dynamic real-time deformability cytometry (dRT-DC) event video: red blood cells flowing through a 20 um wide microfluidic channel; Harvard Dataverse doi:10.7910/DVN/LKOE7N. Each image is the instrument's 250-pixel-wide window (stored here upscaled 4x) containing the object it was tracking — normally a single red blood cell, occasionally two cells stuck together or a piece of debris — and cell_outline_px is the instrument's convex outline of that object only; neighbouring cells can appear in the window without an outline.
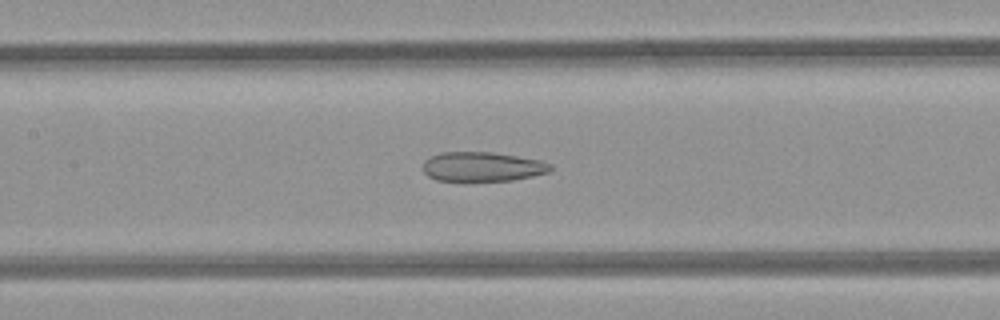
{"species": "common noctule bat (a hibernating species)", "species_latin": "Nyctalus noctula", "temperature_condition": "room temperature", "stored_images_in_passage": 41, "camera_frame_rate_fps": 3000, "um_per_image_px": 0.085, "animal": {"sex": "female", "body_mass_g": 21.9}, "frame": {"image": 1, "passage_image": 22, "time_ms": 7.0, "image_size_px": [1000, 320], "cell_outline_px": [[552, 168], [548, 172], [532, 176], [512, 180], [436, 180], [428, 176], [424, 172], [424, 160], [440, 152], [492, 152], [540, 160], [552, 164]], "centroid_in_image_um": [41.0, 14.16], "position_along_channel_um": 166.4, "area_um2": 21.62}}
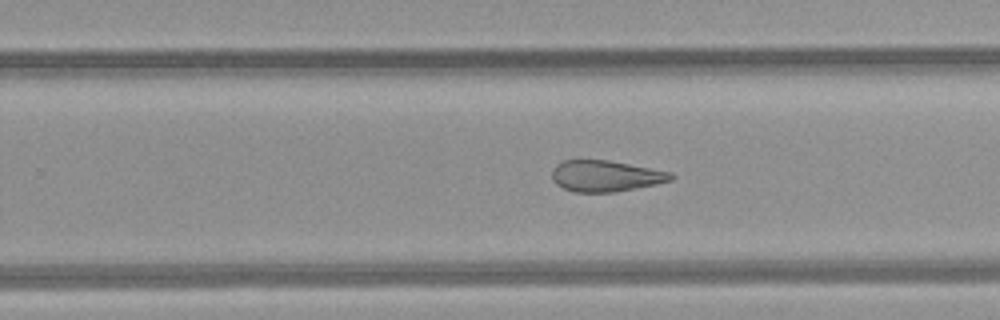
{"frame": {"image": 2, "passage_image": 30, "time_ms": 9.667, "image_size_px": [1000, 320], "cell_outline_px": [[676, 176], [672, 180], [656, 184], [616, 192], [572, 192], [556, 184], [552, 180], [552, 168], [556, 164], [564, 160], [608, 160], [672, 172]], "centroid_in_image_um": [51.47, 14.96], "position_along_channel_um": 278.3, "area_um2": 21.73}}
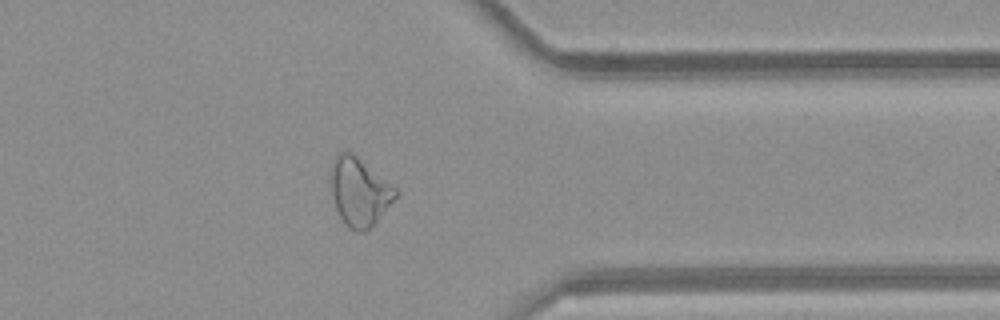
{"frame": {"image": 3, "passage_image": 38, "time_ms": 12.333, "image_size_px": [1000, 320], "cell_outline_px": [[400, 192], [368, 232], [356, 232], [348, 228], [344, 224], [336, 208], [332, 196], [328, 176], [336, 152], [352, 152], [396, 188]], "centroid_in_image_um": [30.51, 16.32], "position_along_channel_um": 380.9, "area_um2": 26.07}, "authors_computed_cell_mechanics": {"area_um2": 24.9118, "velocity_mm_per_s": 4.2068, "shape_relaxation_time_tau1_ms": null, "shape_relaxation_time_tau2_ms": 2.1986, "deformation_change_tau1": null, "deformation_change_tau2": 0.1119}}